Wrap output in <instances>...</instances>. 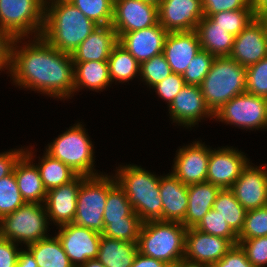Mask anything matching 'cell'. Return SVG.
<instances>
[{"label": "cell", "instance_id": "obj_41", "mask_svg": "<svg viewBox=\"0 0 267 267\" xmlns=\"http://www.w3.org/2000/svg\"><path fill=\"white\" fill-rule=\"evenodd\" d=\"M262 236H267V206L246 212L243 228L238 234V243Z\"/></svg>", "mask_w": 267, "mask_h": 267}, {"label": "cell", "instance_id": "obj_55", "mask_svg": "<svg viewBox=\"0 0 267 267\" xmlns=\"http://www.w3.org/2000/svg\"><path fill=\"white\" fill-rule=\"evenodd\" d=\"M78 267H105V266L97 259H91Z\"/></svg>", "mask_w": 267, "mask_h": 267}, {"label": "cell", "instance_id": "obj_21", "mask_svg": "<svg viewBox=\"0 0 267 267\" xmlns=\"http://www.w3.org/2000/svg\"><path fill=\"white\" fill-rule=\"evenodd\" d=\"M168 31L160 24L122 34L118 43L122 45L140 64L163 53Z\"/></svg>", "mask_w": 267, "mask_h": 267}, {"label": "cell", "instance_id": "obj_53", "mask_svg": "<svg viewBox=\"0 0 267 267\" xmlns=\"http://www.w3.org/2000/svg\"><path fill=\"white\" fill-rule=\"evenodd\" d=\"M256 17H259L263 12L267 11V0H249Z\"/></svg>", "mask_w": 267, "mask_h": 267}, {"label": "cell", "instance_id": "obj_34", "mask_svg": "<svg viewBox=\"0 0 267 267\" xmlns=\"http://www.w3.org/2000/svg\"><path fill=\"white\" fill-rule=\"evenodd\" d=\"M127 216H138L130 205L125 191L118 183L108 192L104 208V226L111 221H125Z\"/></svg>", "mask_w": 267, "mask_h": 267}, {"label": "cell", "instance_id": "obj_40", "mask_svg": "<svg viewBox=\"0 0 267 267\" xmlns=\"http://www.w3.org/2000/svg\"><path fill=\"white\" fill-rule=\"evenodd\" d=\"M172 73L163 53L158 54L140 66V79L147 87L152 88Z\"/></svg>", "mask_w": 267, "mask_h": 267}, {"label": "cell", "instance_id": "obj_31", "mask_svg": "<svg viewBox=\"0 0 267 267\" xmlns=\"http://www.w3.org/2000/svg\"><path fill=\"white\" fill-rule=\"evenodd\" d=\"M108 66L112 83L118 81L119 84H123L140 76L141 64L119 43L113 47L109 55Z\"/></svg>", "mask_w": 267, "mask_h": 267}, {"label": "cell", "instance_id": "obj_29", "mask_svg": "<svg viewBox=\"0 0 267 267\" xmlns=\"http://www.w3.org/2000/svg\"><path fill=\"white\" fill-rule=\"evenodd\" d=\"M138 242L101 236L97 260L105 267H131L138 253Z\"/></svg>", "mask_w": 267, "mask_h": 267}, {"label": "cell", "instance_id": "obj_39", "mask_svg": "<svg viewBox=\"0 0 267 267\" xmlns=\"http://www.w3.org/2000/svg\"><path fill=\"white\" fill-rule=\"evenodd\" d=\"M195 228L210 235L229 239L234 245L238 244V235L231 229L227 221L221 217L219 212L213 208L203 216Z\"/></svg>", "mask_w": 267, "mask_h": 267}, {"label": "cell", "instance_id": "obj_43", "mask_svg": "<svg viewBox=\"0 0 267 267\" xmlns=\"http://www.w3.org/2000/svg\"><path fill=\"white\" fill-rule=\"evenodd\" d=\"M246 92L267 98V56L246 67Z\"/></svg>", "mask_w": 267, "mask_h": 267}, {"label": "cell", "instance_id": "obj_57", "mask_svg": "<svg viewBox=\"0 0 267 267\" xmlns=\"http://www.w3.org/2000/svg\"><path fill=\"white\" fill-rule=\"evenodd\" d=\"M142 1H145V2H148V3H151V4H154L156 6H159L160 3L163 1V0H142Z\"/></svg>", "mask_w": 267, "mask_h": 267}, {"label": "cell", "instance_id": "obj_24", "mask_svg": "<svg viewBox=\"0 0 267 267\" xmlns=\"http://www.w3.org/2000/svg\"><path fill=\"white\" fill-rule=\"evenodd\" d=\"M31 148H25V153L19 158L15 167L14 174L18 189L25 202L44 204L47 190L45 189L39 170L36 166Z\"/></svg>", "mask_w": 267, "mask_h": 267}, {"label": "cell", "instance_id": "obj_18", "mask_svg": "<svg viewBox=\"0 0 267 267\" xmlns=\"http://www.w3.org/2000/svg\"><path fill=\"white\" fill-rule=\"evenodd\" d=\"M159 23L170 32L194 31L204 17L202 0H163L158 6Z\"/></svg>", "mask_w": 267, "mask_h": 267}, {"label": "cell", "instance_id": "obj_50", "mask_svg": "<svg viewBox=\"0 0 267 267\" xmlns=\"http://www.w3.org/2000/svg\"><path fill=\"white\" fill-rule=\"evenodd\" d=\"M10 44V38L0 35V71L8 70L7 74L10 66Z\"/></svg>", "mask_w": 267, "mask_h": 267}, {"label": "cell", "instance_id": "obj_15", "mask_svg": "<svg viewBox=\"0 0 267 267\" xmlns=\"http://www.w3.org/2000/svg\"><path fill=\"white\" fill-rule=\"evenodd\" d=\"M169 118L178 126L190 129L200 120L214 118V113L207 106L201 88L197 85H185L168 106Z\"/></svg>", "mask_w": 267, "mask_h": 267}, {"label": "cell", "instance_id": "obj_3", "mask_svg": "<svg viewBox=\"0 0 267 267\" xmlns=\"http://www.w3.org/2000/svg\"><path fill=\"white\" fill-rule=\"evenodd\" d=\"M120 166V167H119ZM114 175L118 185L125 191L134 212L145 221H162L160 176L141 166L119 165Z\"/></svg>", "mask_w": 267, "mask_h": 267}, {"label": "cell", "instance_id": "obj_19", "mask_svg": "<svg viewBox=\"0 0 267 267\" xmlns=\"http://www.w3.org/2000/svg\"><path fill=\"white\" fill-rule=\"evenodd\" d=\"M233 245L229 239L189 228L185 233L184 258L211 265L219 261Z\"/></svg>", "mask_w": 267, "mask_h": 267}, {"label": "cell", "instance_id": "obj_38", "mask_svg": "<svg viewBox=\"0 0 267 267\" xmlns=\"http://www.w3.org/2000/svg\"><path fill=\"white\" fill-rule=\"evenodd\" d=\"M142 224L139 216H127L125 221H111L104 228L102 235L127 242H138Z\"/></svg>", "mask_w": 267, "mask_h": 267}, {"label": "cell", "instance_id": "obj_2", "mask_svg": "<svg viewBox=\"0 0 267 267\" xmlns=\"http://www.w3.org/2000/svg\"><path fill=\"white\" fill-rule=\"evenodd\" d=\"M97 26L71 2L45 3L41 37L55 49L72 54Z\"/></svg>", "mask_w": 267, "mask_h": 267}, {"label": "cell", "instance_id": "obj_10", "mask_svg": "<svg viewBox=\"0 0 267 267\" xmlns=\"http://www.w3.org/2000/svg\"><path fill=\"white\" fill-rule=\"evenodd\" d=\"M241 129H267V98L244 92L223 104L214 119ZM218 119V120H217Z\"/></svg>", "mask_w": 267, "mask_h": 267}, {"label": "cell", "instance_id": "obj_37", "mask_svg": "<svg viewBox=\"0 0 267 267\" xmlns=\"http://www.w3.org/2000/svg\"><path fill=\"white\" fill-rule=\"evenodd\" d=\"M26 202L18 189L14 171L0 179V218L24 205Z\"/></svg>", "mask_w": 267, "mask_h": 267}, {"label": "cell", "instance_id": "obj_44", "mask_svg": "<svg viewBox=\"0 0 267 267\" xmlns=\"http://www.w3.org/2000/svg\"><path fill=\"white\" fill-rule=\"evenodd\" d=\"M254 267L267 265V236L244 239L238 243Z\"/></svg>", "mask_w": 267, "mask_h": 267}, {"label": "cell", "instance_id": "obj_47", "mask_svg": "<svg viewBox=\"0 0 267 267\" xmlns=\"http://www.w3.org/2000/svg\"><path fill=\"white\" fill-rule=\"evenodd\" d=\"M210 267H254L253 264L247 259L244 250L239 244L233 247L216 263Z\"/></svg>", "mask_w": 267, "mask_h": 267}, {"label": "cell", "instance_id": "obj_32", "mask_svg": "<svg viewBox=\"0 0 267 267\" xmlns=\"http://www.w3.org/2000/svg\"><path fill=\"white\" fill-rule=\"evenodd\" d=\"M36 165L43 185L47 191L67 184L74 180L78 174L60 160L53 158L47 152Z\"/></svg>", "mask_w": 267, "mask_h": 267}, {"label": "cell", "instance_id": "obj_20", "mask_svg": "<svg viewBox=\"0 0 267 267\" xmlns=\"http://www.w3.org/2000/svg\"><path fill=\"white\" fill-rule=\"evenodd\" d=\"M86 176L78 175L71 182L47 191L45 208L49 221L56 226L73 223L81 182Z\"/></svg>", "mask_w": 267, "mask_h": 267}, {"label": "cell", "instance_id": "obj_5", "mask_svg": "<svg viewBox=\"0 0 267 267\" xmlns=\"http://www.w3.org/2000/svg\"><path fill=\"white\" fill-rule=\"evenodd\" d=\"M246 67L229 56L215 57L200 88L209 109L215 113L233 97L246 92Z\"/></svg>", "mask_w": 267, "mask_h": 267}, {"label": "cell", "instance_id": "obj_4", "mask_svg": "<svg viewBox=\"0 0 267 267\" xmlns=\"http://www.w3.org/2000/svg\"><path fill=\"white\" fill-rule=\"evenodd\" d=\"M186 230L179 222L145 221L139 233L138 252L174 267L185 255Z\"/></svg>", "mask_w": 267, "mask_h": 267}, {"label": "cell", "instance_id": "obj_49", "mask_svg": "<svg viewBox=\"0 0 267 267\" xmlns=\"http://www.w3.org/2000/svg\"><path fill=\"white\" fill-rule=\"evenodd\" d=\"M25 153V149H10L0 153V179L11 174L19 158Z\"/></svg>", "mask_w": 267, "mask_h": 267}, {"label": "cell", "instance_id": "obj_35", "mask_svg": "<svg viewBox=\"0 0 267 267\" xmlns=\"http://www.w3.org/2000/svg\"><path fill=\"white\" fill-rule=\"evenodd\" d=\"M70 2L97 25H112L114 0H71Z\"/></svg>", "mask_w": 267, "mask_h": 267}, {"label": "cell", "instance_id": "obj_46", "mask_svg": "<svg viewBox=\"0 0 267 267\" xmlns=\"http://www.w3.org/2000/svg\"><path fill=\"white\" fill-rule=\"evenodd\" d=\"M202 9L205 17L222 11L252 9L249 0H202Z\"/></svg>", "mask_w": 267, "mask_h": 267}, {"label": "cell", "instance_id": "obj_12", "mask_svg": "<svg viewBox=\"0 0 267 267\" xmlns=\"http://www.w3.org/2000/svg\"><path fill=\"white\" fill-rule=\"evenodd\" d=\"M158 23V6L142 0H114L112 27L118 38Z\"/></svg>", "mask_w": 267, "mask_h": 267}, {"label": "cell", "instance_id": "obj_8", "mask_svg": "<svg viewBox=\"0 0 267 267\" xmlns=\"http://www.w3.org/2000/svg\"><path fill=\"white\" fill-rule=\"evenodd\" d=\"M49 223L44 204L26 202L0 218V237L25 247L50 237Z\"/></svg>", "mask_w": 267, "mask_h": 267}, {"label": "cell", "instance_id": "obj_26", "mask_svg": "<svg viewBox=\"0 0 267 267\" xmlns=\"http://www.w3.org/2000/svg\"><path fill=\"white\" fill-rule=\"evenodd\" d=\"M220 187L209 182L188 185V207L182 224L195 228L203 216L213 208Z\"/></svg>", "mask_w": 267, "mask_h": 267}, {"label": "cell", "instance_id": "obj_54", "mask_svg": "<svg viewBox=\"0 0 267 267\" xmlns=\"http://www.w3.org/2000/svg\"><path fill=\"white\" fill-rule=\"evenodd\" d=\"M174 267H210L208 264L193 262L182 258Z\"/></svg>", "mask_w": 267, "mask_h": 267}, {"label": "cell", "instance_id": "obj_30", "mask_svg": "<svg viewBox=\"0 0 267 267\" xmlns=\"http://www.w3.org/2000/svg\"><path fill=\"white\" fill-rule=\"evenodd\" d=\"M26 248L33 254L38 267H74L56 235L29 244Z\"/></svg>", "mask_w": 267, "mask_h": 267}, {"label": "cell", "instance_id": "obj_9", "mask_svg": "<svg viewBox=\"0 0 267 267\" xmlns=\"http://www.w3.org/2000/svg\"><path fill=\"white\" fill-rule=\"evenodd\" d=\"M117 184L108 174L86 177L80 184L74 224L99 233L104 231V208L108 192Z\"/></svg>", "mask_w": 267, "mask_h": 267}, {"label": "cell", "instance_id": "obj_25", "mask_svg": "<svg viewBox=\"0 0 267 267\" xmlns=\"http://www.w3.org/2000/svg\"><path fill=\"white\" fill-rule=\"evenodd\" d=\"M117 43L118 37L112 25H98L71 54L73 62L108 61Z\"/></svg>", "mask_w": 267, "mask_h": 267}, {"label": "cell", "instance_id": "obj_23", "mask_svg": "<svg viewBox=\"0 0 267 267\" xmlns=\"http://www.w3.org/2000/svg\"><path fill=\"white\" fill-rule=\"evenodd\" d=\"M162 221L182 223L188 207V186L172 173L160 175Z\"/></svg>", "mask_w": 267, "mask_h": 267}, {"label": "cell", "instance_id": "obj_42", "mask_svg": "<svg viewBox=\"0 0 267 267\" xmlns=\"http://www.w3.org/2000/svg\"><path fill=\"white\" fill-rule=\"evenodd\" d=\"M215 56L208 51L200 50L188 64L182 74L186 85L200 86L204 77L208 74Z\"/></svg>", "mask_w": 267, "mask_h": 267}, {"label": "cell", "instance_id": "obj_51", "mask_svg": "<svg viewBox=\"0 0 267 267\" xmlns=\"http://www.w3.org/2000/svg\"><path fill=\"white\" fill-rule=\"evenodd\" d=\"M131 267H171L166 262L147 257L138 252Z\"/></svg>", "mask_w": 267, "mask_h": 267}, {"label": "cell", "instance_id": "obj_6", "mask_svg": "<svg viewBox=\"0 0 267 267\" xmlns=\"http://www.w3.org/2000/svg\"><path fill=\"white\" fill-rule=\"evenodd\" d=\"M81 123L70 126L64 133L58 135L53 142L48 143L45 151L78 175L97 176L100 174L94 169V146Z\"/></svg>", "mask_w": 267, "mask_h": 267}, {"label": "cell", "instance_id": "obj_36", "mask_svg": "<svg viewBox=\"0 0 267 267\" xmlns=\"http://www.w3.org/2000/svg\"><path fill=\"white\" fill-rule=\"evenodd\" d=\"M209 18L228 33L236 36L256 18V15L252 9H239L222 11L209 16Z\"/></svg>", "mask_w": 267, "mask_h": 267}, {"label": "cell", "instance_id": "obj_48", "mask_svg": "<svg viewBox=\"0 0 267 267\" xmlns=\"http://www.w3.org/2000/svg\"><path fill=\"white\" fill-rule=\"evenodd\" d=\"M13 241L0 237V267H16L21 248Z\"/></svg>", "mask_w": 267, "mask_h": 267}, {"label": "cell", "instance_id": "obj_33", "mask_svg": "<svg viewBox=\"0 0 267 267\" xmlns=\"http://www.w3.org/2000/svg\"><path fill=\"white\" fill-rule=\"evenodd\" d=\"M213 209L219 212L237 235L241 232L247 210L239 203L229 188L220 189Z\"/></svg>", "mask_w": 267, "mask_h": 267}, {"label": "cell", "instance_id": "obj_22", "mask_svg": "<svg viewBox=\"0 0 267 267\" xmlns=\"http://www.w3.org/2000/svg\"><path fill=\"white\" fill-rule=\"evenodd\" d=\"M201 50L197 32H170L168 33L163 55L173 73L183 74L193 57Z\"/></svg>", "mask_w": 267, "mask_h": 267}, {"label": "cell", "instance_id": "obj_45", "mask_svg": "<svg viewBox=\"0 0 267 267\" xmlns=\"http://www.w3.org/2000/svg\"><path fill=\"white\" fill-rule=\"evenodd\" d=\"M185 81L181 74L171 73L163 81L157 83L152 87L156 94L162 100L166 101L169 106L173 101L174 97L178 95L181 89L185 86Z\"/></svg>", "mask_w": 267, "mask_h": 267}, {"label": "cell", "instance_id": "obj_52", "mask_svg": "<svg viewBox=\"0 0 267 267\" xmlns=\"http://www.w3.org/2000/svg\"><path fill=\"white\" fill-rule=\"evenodd\" d=\"M24 249L21 248L18 254L16 267H38L33 254L27 248Z\"/></svg>", "mask_w": 267, "mask_h": 267}, {"label": "cell", "instance_id": "obj_58", "mask_svg": "<svg viewBox=\"0 0 267 267\" xmlns=\"http://www.w3.org/2000/svg\"><path fill=\"white\" fill-rule=\"evenodd\" d=\"M71 0H45V3L70 2Z\"/></svg>", "mask_w": 267, "mask_h": 267}, {"label": "cell", "instance_id": "obj_17", "mask_svg": "<svg viewBox=\"0 0 267 267\" xmlns=\"http://www.w3.org/2000/svg\"><path fill=\"white\" fill-rule=\"evenodd\" d=\"M267 56V29L264 22L256 17L235 36L230 58L241 66L248 67Z\"/></svg>", "mask_w": 267, "mask_h": 267}, {"label": "cell", "instance_id": "obj_27", "mask_svg": "<svg viewBox=\"0 0 267 267\" xmlns=\"http://www.w3.org/2000/svg\"><path fill=\"white\" fill-rule=\"evenodd\" d=\"M197 32L201 49L208 51L215 57L231 54L235 36L218 26L209 17H203L197 25Z\"/></svg>", "mask_w": 267, "mask_h": 267}, {"label": "cell", "instance_id": "obj_56", "mask_svg": "<svg viewBox=\"0 0 267 267\" xmlns=\"http://www.w3.org/2000/svg\"><path fill=\"white\" fill-rule=\"evenodd\" d=\"M259 18L264 22V24L266 25V29H267V11L263 12Z\"/></svg>", "mask_w": 267, "mask_h": 267}, {"label": "cell", "instance_id": "obj_28", "mask_svg": "<svg viewBox=\"0 0 267 267\" xmlns=\"http://www.w3.org/2000/svg\"><path fill=\"white\" fill-rule=\"evenodd\" d=\"M74 63V93L88 88L103 91L112 84L108 61H87Z\"/></svg>", "mask_w": 267, "mask_h": 267}, {"label": "cell", "instance_id": "obj_13", "mask_svg": "<svg viewBox=\"0 0 267 267\" xmlns=\"http://www.w3.org/2000/svg\"><path fill=\"white\" fill-rule=\"evenodd\" d=\"M211 148L199 140L179 148L173 160L171 173L187 186L207 182Z\"/></svg>", "mask_w": 267, "mask_h": 267}, {"label": "cell", "instance_id": "obj_1", "mask_svg": "<svg viewBox=\"0 0 267 267\" xmlns=\"http://www.w3.org/2000/svg\"><path fill=\"white\" fill-rule=\"evenodd\" d=\"M23 40L25 38L11 39L9 74L13 83L55 99L73 97L72 55L55 49L41 36L24 43Z\"/></svg>", "mask_w": 267, "mask_h": 267}, {"label": "cell", "instance_id": "obj_14", "mask_svg": "<svg viewBox=\"0 0 267 267\" xmlns=\"http://www.w3.org/2000/svg\"><path fill=\"white\" fill-rule=\"evenodd\" d=\"M252 164L248 162L229 188L247 211L267 206V164Z\"/></svg>", "mask_w": 267, "mask_h": 267}, {"label": "cell", "instance_id": "obj_11", "mask_svg": "<svg viewBox=\"0 0 267 267\" xmlns=\"http://www.w3.org/2000/svg\"><path fill=\"white\" fill-rule=\"evenodd\" d=\"M57 228L55 235L74 267L97 258L102 233L74 223Z\"/></svg>", "mask_w": 267, "mask_h": 267}, {"label": "cell", "instance_id": "obj_16", "mask_svg": "<svg viewBox=\"0 0 267 267\" xmlns=\"http://www.w3.org/2000/svg\"><path fill=\"white\" fill-rule=\"evenodd\" d=\"M234 147L211 149L207 169V182L230 188L240 177L242 169L250 161L244 152Z\"/></svg>", "mask_w": 267, "mask_h": 267}, {"label": "cell", "instance_id": "obj_7", "mask_svg": "<svg viewBox=\"0 0 267 267\" xmlns=\"http://www.w3.org/2000/svg\"><path fill=\"white\" fill-rule=\"evenodd\" d=\"M44 13L45 0H0V35L10 39L40 37Z\"/></svg>", "mask_w": 267, "mask_h": 267}]
</instances>
